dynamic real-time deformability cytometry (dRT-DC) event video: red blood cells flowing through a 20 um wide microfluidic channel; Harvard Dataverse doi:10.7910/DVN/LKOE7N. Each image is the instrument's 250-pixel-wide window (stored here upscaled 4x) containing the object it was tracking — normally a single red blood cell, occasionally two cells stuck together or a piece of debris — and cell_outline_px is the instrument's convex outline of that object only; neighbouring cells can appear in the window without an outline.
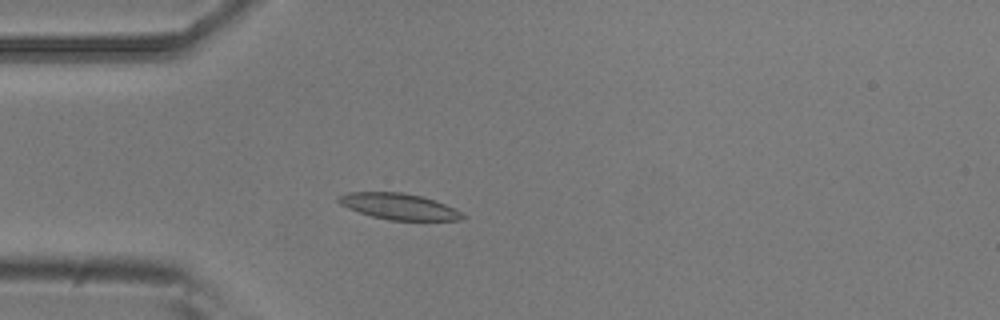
{"species": "common noctule bat (a hibernating species)", "species_latin": "Nyctalus noctula", "temperature_condition": "room temperature", "stored_images_in_passage": 3, "camera_frame_rate_fps": 3000, "um_per_image_px": 0.085, "animal": {"sex": "male", "body_mass_g": 20.5, "forearm_length_mm": 52.5}, "frame": {"image": 1, "passage_image": 3, "time_ms": 0.667, "image_size_px": [1000, 320], "cell_outline_px": [[468, 216], [460, 220], [388, 220], [372, 216], [348, 208], [340, 204], [336, 200], [336, 196], [348, 192], [400, 192], [420, 196], [444, 204]], "centroid_in_image_um": [33.85, 17.55], "position_along_channel_um": 51.1, "area_um2": 18.67}}